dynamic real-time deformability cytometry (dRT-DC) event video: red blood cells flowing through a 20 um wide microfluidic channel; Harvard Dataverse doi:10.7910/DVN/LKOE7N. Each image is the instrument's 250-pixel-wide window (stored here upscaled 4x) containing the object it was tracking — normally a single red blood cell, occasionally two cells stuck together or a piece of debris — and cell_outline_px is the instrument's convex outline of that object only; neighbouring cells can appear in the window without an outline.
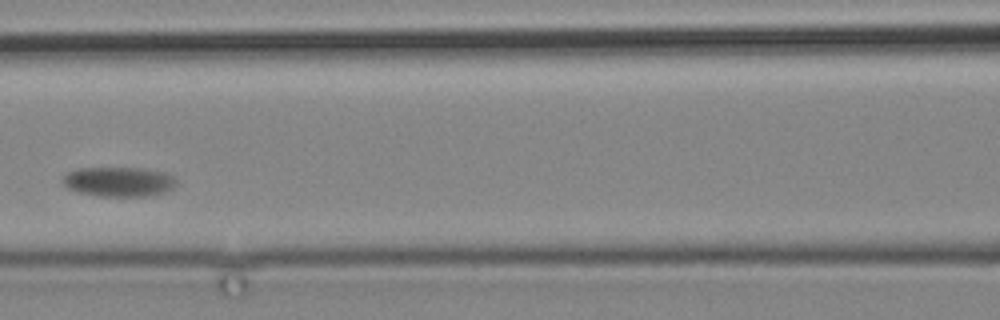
{"species": "common noctule bat (a hibernating species)", "species_latin": "Nyctalus noctula", "temperature_condition": "cold", "stored_images_in_passage": 8, "camera_frame_rate_fps": 3000, "um_per_image_px": 0.085, "animal": {"sex": "male", "body_mass_g": 19.2, "forearm_length_mm": 51.8}, "frame": {"image": 1, "passage_image": 4, "time_ms": 3.333, "image_size_px": [1000, 320], "cell_outline_px": [[176, 184], [172, 188], [164, 192], [148, 196], [100, 196], [80, 192], [68, 188], [60, 180], [68, 172], [76, 168], [144, 168], [164, 172], [176, 176]], "centroid_in_image_um": [10.11, 15.43], "position_along_channel_um": 156.5, "area_um2": 19.71}}
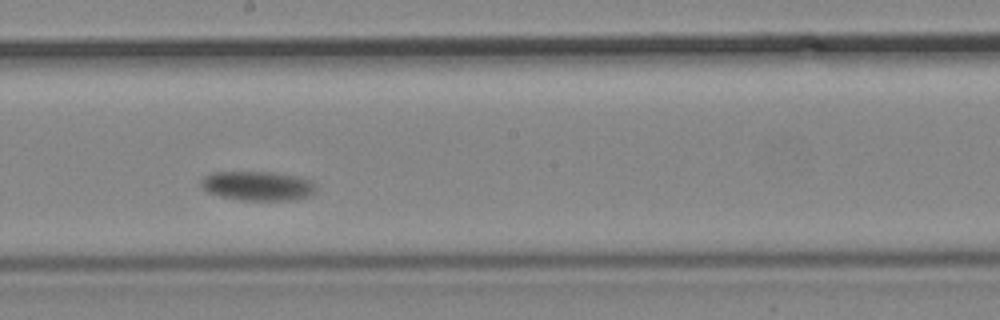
{"frame": {"image": 2, "passage_image": 6, "time_ms": 5.667, "image_size_px": [1000, 320], "cell_outline_px": [[316, 188], [312, 196], [296, 200], [240, 200], [220, 196], [208, 192], [200, 184], [200, 180], [204, 176], [212, 172], [276, 172], [296, 176], [312, 180], [316, 184]], "centroid_in_image_um": [21.95, 15.8], "position_along_channel_um": 226.3, "area_um2": 19.94}}
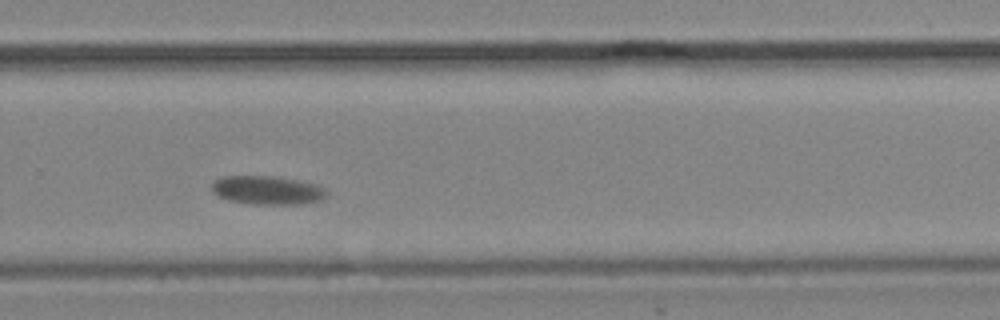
{"frame": {"image": 3, "passage_image": 8, "time_ms": 8.333, "image_size_px": [1000, 320], "cell_outline_px": [[328, 192], [320, 200], [304, 204], [248, 204], [228, 200], [216, 196], [208, 188], [212, 180], [224, 176], [276, 176], [316, 184], [324, 188]], "centroid_in_image_um": [22.63, 16.16], "position_along_channel_um": 307.2, "area_um2": 19.54}}